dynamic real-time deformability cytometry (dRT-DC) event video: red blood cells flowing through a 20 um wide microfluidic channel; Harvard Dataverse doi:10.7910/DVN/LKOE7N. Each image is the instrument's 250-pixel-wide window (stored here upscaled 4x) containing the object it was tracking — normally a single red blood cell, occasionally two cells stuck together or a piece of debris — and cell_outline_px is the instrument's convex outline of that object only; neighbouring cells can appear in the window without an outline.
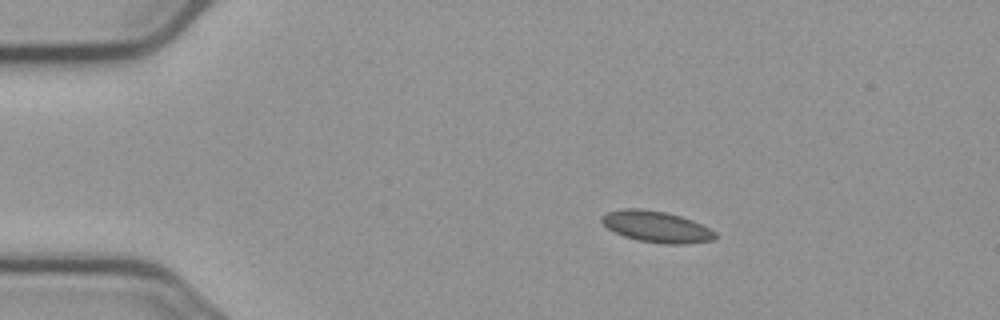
{"species": "common noctule bat (a hibernating species)", "species_latin": "Nyctalus noctula", "temperature_condition": "cold", "stored_images_in_passage": 2, "camera_frame_rate_fps": 3000, "um_per_image_px": 0.085, "animal": {"sex": "male", "body_mass_g": 23.1, "forearm_length_mm": 52.7}, "frame": {"image": 1, "passage_image": 2, "time_ms": 1.333, "image_size_px": [1000, 320], "cell_outline_px": [[716, 240], [688, 244], [664, 244], [636, 240], [624, 236], [608, 228], [600, 220], [600, 216], [608, 212], [624, 208], [640, 208], [664, 212], [680, 216], [692, 220], [716, 232]], "centroid_in_image_um": [55.81, 19.28], "position_along_channel_um": 29.2, "area_um2": 20.69}}